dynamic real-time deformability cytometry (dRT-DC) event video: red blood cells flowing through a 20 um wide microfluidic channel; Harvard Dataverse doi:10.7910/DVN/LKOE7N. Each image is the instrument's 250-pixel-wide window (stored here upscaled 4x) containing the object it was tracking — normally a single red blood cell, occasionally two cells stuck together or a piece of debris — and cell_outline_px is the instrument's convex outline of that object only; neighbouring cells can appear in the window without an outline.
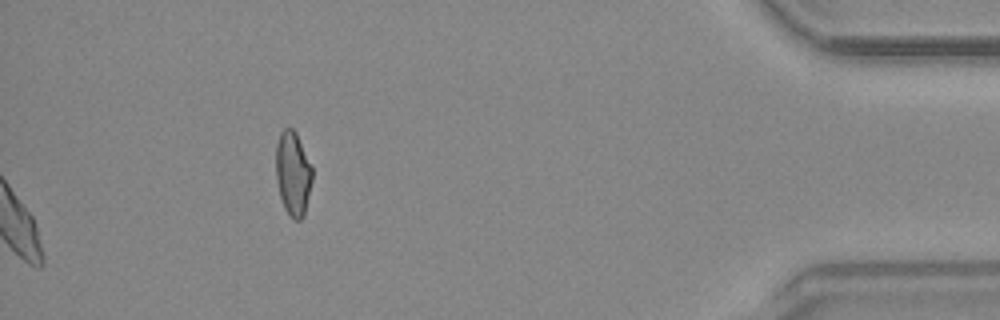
{"species": "common noctule bat (a hibernating species)", "species_latin": "Nyctalus noctula", "temperature_condition": "warm", "stored_images_in_passage": 54, "camera_frame_rate_fps": 3000, "um_per_image_px": 0.085, "animal": {"sex": "male", "body_mass_g": 20.4}, "frame": {"image": 1, "passage_image": 54, "time_ms": 17.667, "image_size_px": [1000, 320], "cell_outline_px": [[312, 180], [304, 216], [300, 220], [292, 220], [288, 216], [284, 208], [280, 196], [276, 180], [276, 144], [280, 132], [284, 128], [292, 128], [296, 132], [312, 168]], "centroid_in_image_um": [24.89, 14.78], "position_along_channel_um": 410.3, "area_um2": 17.92}, "authors_computed_cell_mechanics": {"area_um2": 21.5305, "velocity_mm_per_s": 3.7716, "shape_relaxation_time_tau1_ms": 9.3584, "shape_relaxation_time_tau2_ms": 9.0341, "deformation_change_tau1": 0.1575, "deformation_change_tau2": 0.1387}}